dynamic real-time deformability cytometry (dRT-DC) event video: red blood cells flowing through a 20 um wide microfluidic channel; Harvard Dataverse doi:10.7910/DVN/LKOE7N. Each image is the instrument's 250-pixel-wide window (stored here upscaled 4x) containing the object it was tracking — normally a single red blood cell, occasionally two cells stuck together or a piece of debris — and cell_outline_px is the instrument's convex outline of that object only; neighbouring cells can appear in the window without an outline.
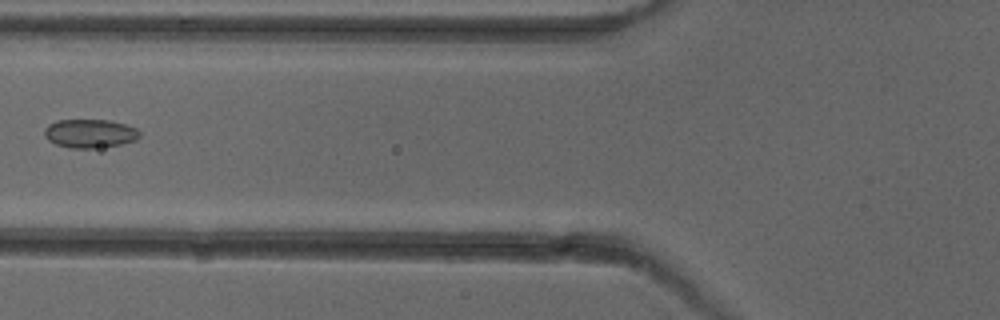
{"species": "common noctule bat (a hibernating species)", "species_latin": "Nyctalus noctula", "temperature_condition": "cold", "stored_images_in_passage": 4, "camera_frame_rate_fps": 3000, "um_per_image_px": 0.085, "animal": {"sex": "female"}, "frame": {"image": 1, "passage_image": 3, "time_ms": 6.333, "image_size_px": [1000, 320], "cell_outline_px": [[140, 136], [136, 140], [120, 144], [92, 148], [72, 148], [56, 144], [48, 140], [44, 136], [44, 128], [48, 124], [56, 120], [112, 120], [136, 128], [140, 132]], "centroid_in_image_um": [7.62, 11.33], "position_along_channel_um": 118.2, "area_um2": 15.9}}
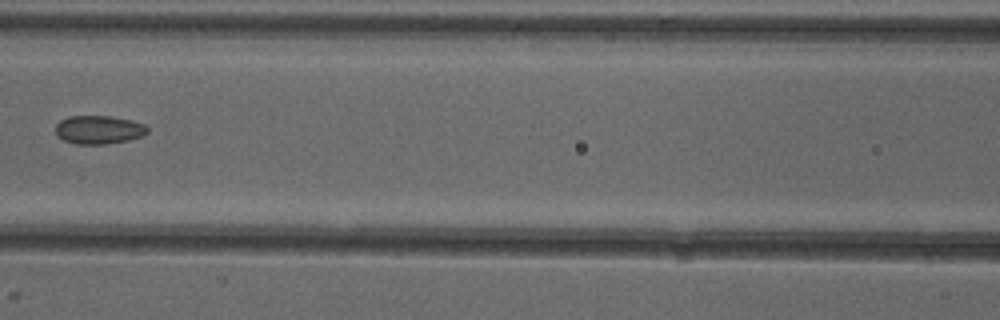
{"frame": {"image": 2, "passage_image": 4, "time_ms": 7.333, "image_size_px": [1000, 320], "cell_outline_px": [[148, 132], [140, 136], [128, 140], [104, 144], [76, 144], [64, 140], [56, 136], [56, 124], [60, 120], [68, 116], [112, 116], [132, 120], [144, 124], [148, 128]], "centroid_in_image_um": [8.37, 11.02], "position_along_channel_um": 158.2, "area_um2": 15.26}}